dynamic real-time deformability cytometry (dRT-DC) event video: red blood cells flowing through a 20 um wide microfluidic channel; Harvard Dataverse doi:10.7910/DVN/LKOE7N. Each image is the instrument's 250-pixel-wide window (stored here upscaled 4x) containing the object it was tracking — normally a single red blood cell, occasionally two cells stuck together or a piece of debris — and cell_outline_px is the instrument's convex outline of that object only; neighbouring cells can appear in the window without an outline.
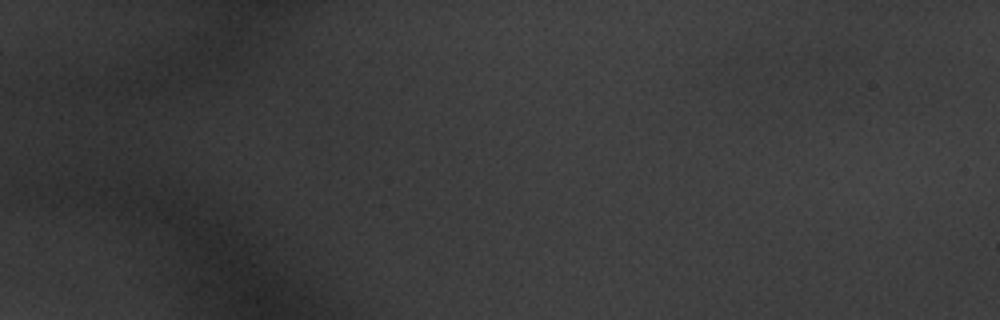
{"species": "common noctule bat (a hibernating species)", "species_latin": "Nyctalus noctula", "temperature_condition": "warm", "stored_images_in_passage": 7, "camera_frame_rate_fps": 3000, "um_per_image_px": 0.085, "animal": {"sex": "male", "body_mass_g": 20.1, "forearm_length_mm": 53.5}, "frame": {"image": 1, "passage_image": 1, "time_ms": 0.0, "image_size_px": [1000, 320], "cell_outline_px": [[860, 64], [856, 68], [804, 80], [800, 76], [796, 56], [804, 48], [828, 36], [848, 40], [856, 52]], "centroid_in_image_um": [70.28, 4.93], "position_along_channel_um": 14.7, "area_um2": 13.76}}